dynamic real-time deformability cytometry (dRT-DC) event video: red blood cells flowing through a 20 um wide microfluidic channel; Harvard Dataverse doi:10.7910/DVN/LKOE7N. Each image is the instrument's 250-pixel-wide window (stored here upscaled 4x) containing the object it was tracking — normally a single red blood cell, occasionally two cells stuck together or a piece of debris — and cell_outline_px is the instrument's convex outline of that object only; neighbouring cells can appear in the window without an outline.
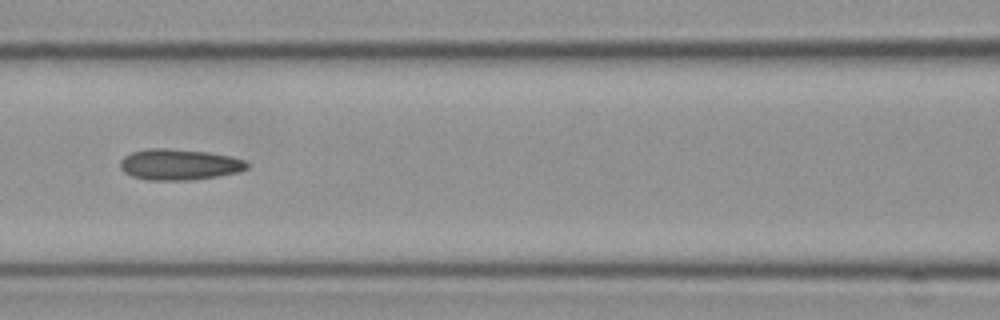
{"species": "Egyptian fruit bat (a non-hibernating species)", "species_latin": "Rousettus aegyptiacus", "temperature_condition": "cold", "stored_images_in_passage": 9, "camera_frame_rate_fps": 3000, "um_per_image_px": 0.085, "frame": {"image": 1, "passage_image": 6, "time_ms": 1.667, "image_size_px": [1000, 320], "cell_outline_px": [[248, 168], [240, 172], [216, 176], [188, 180], [148, 180], [132, 176], [124, 172], [120, 168], [120, 160], [124, 156], [132, 152], [148, 148], [164, 148], [208, 152], [228, 156], [244, 160], [248, 164]], "centroid_in_image_um": [15.2, 13.98], "position_along_channel_um": 151.4, "area_um2": 22.77}}
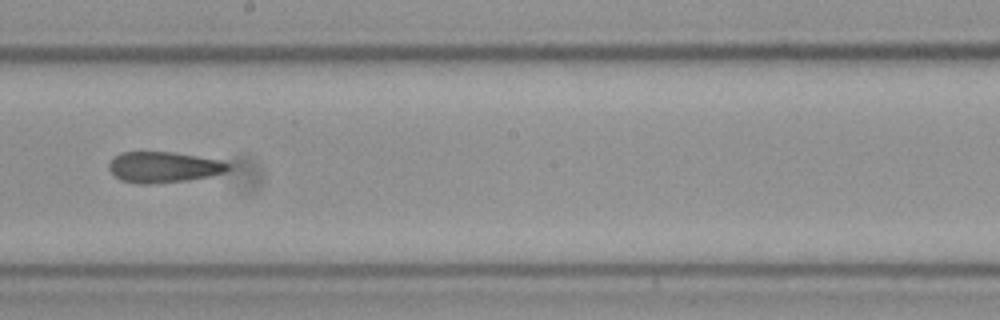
{"frame": {"image": 2, "passage_image": 8, "time_ms": 2.333, "image_size_px": [1000, 320], "cell_outline_px": [[228, 168], [224, 172], [208, 176], [188, 180], [148, 184], [140, 184], [120, 180], [108, 168], [108, 164], [120, 152], [176, 152], [220, 160], [228, 164]], "centroid_in_image_um": [13.87, 14.2], "position_along_channel_um": 234.3, "area_um2": 21.21}}
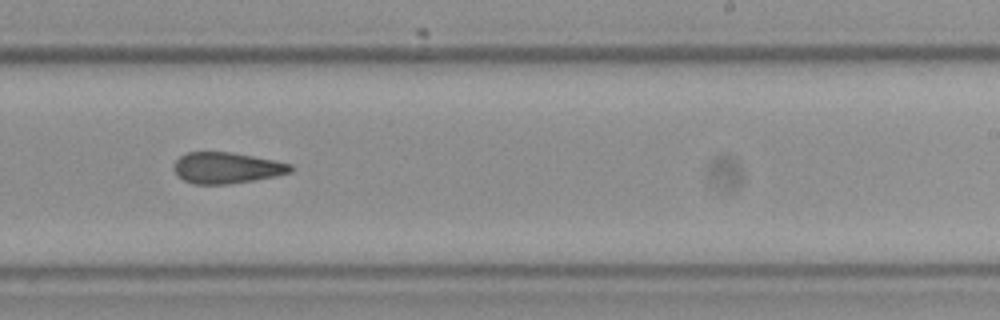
{"frame": {"image": 3, "passage_image": 9, "time_ms": 2.667, "image_size_px": [1000, 320], "cell_outline_px": [[292, 172], [276, 176], [228, 184], [192, 184], [184, 180], [172, 168], [172, 164], [180, 156], [188, 152], [232, 152], [276, 160], [292, 164]], "centroid_in_image_um": [19.27, 14.26], "position_along_channel_um": 269.7, "area_um2": 21.21}}